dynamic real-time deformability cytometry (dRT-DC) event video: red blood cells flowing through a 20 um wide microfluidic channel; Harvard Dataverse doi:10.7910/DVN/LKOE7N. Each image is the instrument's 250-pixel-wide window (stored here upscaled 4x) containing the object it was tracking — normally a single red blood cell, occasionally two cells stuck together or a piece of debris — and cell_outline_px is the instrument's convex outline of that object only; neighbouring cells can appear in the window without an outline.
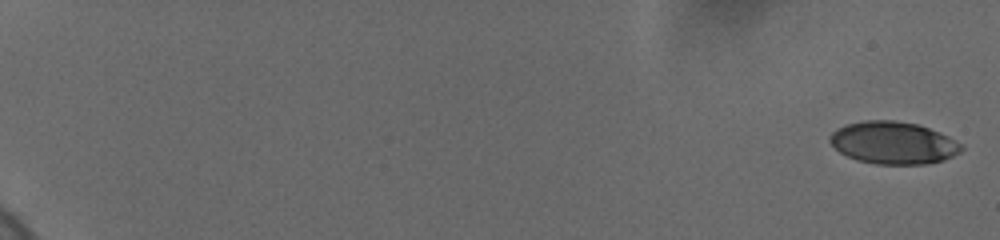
{"species": "human", "species_latin": "Homo sapiens", "temperature_condition": "cold", "stored_images_in_passage": 18, "camera_frame_rate_fps": 3000, "um_per_image_px": 0.085, "donor": {"sex": "female"}, "frame": {"image": 1, "passage_image": 1, "time_ms": 0.0, "image_size_px": [1000, 240], "cell_outline_px": [[964, 148], [960, 152], [944, 160], [924, 164], [876, 164], [856, 160], [840, 152], [828, 140], [832, 132], [848, 124], [864, 120], [892, 120], [916, 124], [928, 128], [948, 136], [960, 144]], "centroid_in_image_um": [75.92, 12.15], "position_along_channel_um": 9.1, "area_um2": 32.14}}
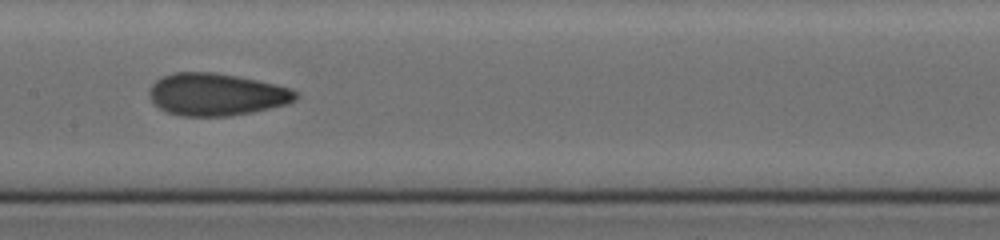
{"frame": {"image": 2, "passage_image": 11, "time_ms": 11.0, "image_size_px": [1000, 240], "cell_outline_px": [[300, 96], [296, 100], [288, 104], [252, 112], [232, 116], [180, 116], [168, 112], [160, 108], [152, 100], [148, 92], [152, 84], [156, 80], [172, 72], [212, 72], [236, 76], [276, 84], [288, 88], [296, 92]], "centroid_in_image_um": [18.4, 8.03], "position_along_channel_um": 189.0, "area_um2": 36.07}}
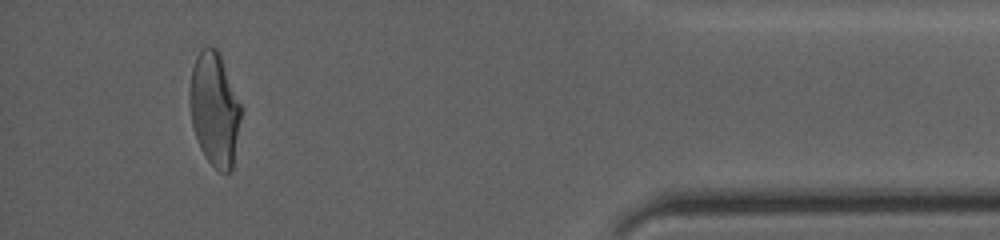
{"frame": {"image": 3, "passage_image": 18, "time_ms": 18.333, "image_size_px": [1000, 240], "cell_outline_px": [[244, 108], [232, 168], [228, 172], [220, 172], [204, 156], [200, 148], [192, 124], [188, 92], [192, 68], [196, 56], [204, 48], [216, 48], [220, 52]], "centroid_in_image_um": [18.27, 9.26], "position_along_channel_um": 416.9, "area_um2": 34.56}, "authors_computed_cell_mechanics": {"area_um2": 34.5355, "velocity_mm_per_s": 3.6795, "shape_relaxation_time_tau1_ms": 5.2125, "shape_relaxation_time_tau2_ms": 1.0162, "deformation_change_tau1": 0.1698, "deformation_change_tau2": 0.0563}}